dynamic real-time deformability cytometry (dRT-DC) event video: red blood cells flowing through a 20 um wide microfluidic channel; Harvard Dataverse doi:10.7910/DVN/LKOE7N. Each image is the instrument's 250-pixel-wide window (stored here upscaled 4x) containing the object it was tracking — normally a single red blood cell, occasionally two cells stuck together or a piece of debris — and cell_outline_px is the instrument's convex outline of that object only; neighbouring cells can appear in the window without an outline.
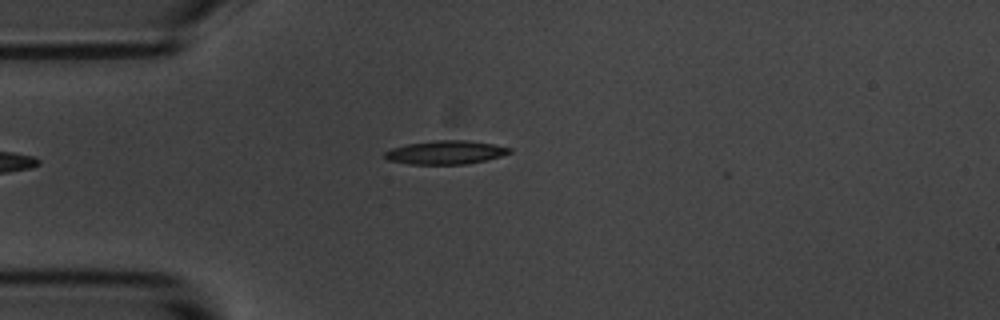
{"species": "common noctule bat (a hibernating species)", "species_latin": "Nyctalus noctula", "temperature_condition": "room temperature", "stored_images_in_passage": 3, "camera_frame_rate_fps": 3000, "um_per_image_px": 0.085, "animal": {"sex": "male", "body_mass_g": 20.1, "forearm_length_mm": 53.5}, "frame": {"image": 1, "passage_image": 3, "time_ms": 2.333, "image_size_px": [1000, 320], "cell_outline_px": [[512, 152], [500, 156], [484, 160], [464, 164], [408, 164], [388, 160], [384, 156], [384, 152], [392, 148], [408, 144], [436, 140], [468, 140], [492, 144], [512, 148]], "centroid_in_image_um": [37.86, 12.95], "position_along_channel_um": 47.1, "area_um2": 16.99}}